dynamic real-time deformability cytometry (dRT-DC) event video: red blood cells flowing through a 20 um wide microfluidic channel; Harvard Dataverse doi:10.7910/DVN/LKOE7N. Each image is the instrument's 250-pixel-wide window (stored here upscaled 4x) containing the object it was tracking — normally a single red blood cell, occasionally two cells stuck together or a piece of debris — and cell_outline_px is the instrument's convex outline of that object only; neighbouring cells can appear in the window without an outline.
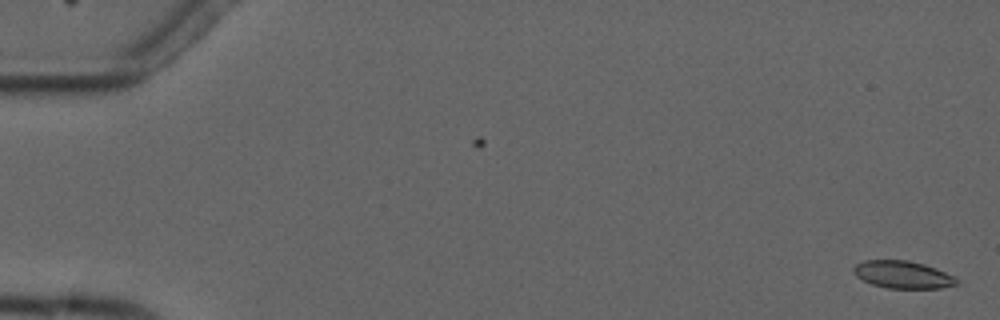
{"species": "common noctule bat (a hibernating species)", "species_latin": "Nyctalus noctula", "temperature_condition": "cold", "stored_images_in_passage": 9, "camera_frame_rate_fps": 3000, "um_per_image_px": 0.085, "animal": {"sex": "male", "forearm_length_mm": 52.5}, "frame": {"image": 1, "passage_image": 1, "time_ms": 0.0, "image_size_px": [1000, 320], "cell_outline_px": [[960, 284], [940, 288], [888, 288], [872, 284], [856, 276], [852, 272], [852, 268], [856, 264], [864, 260], [908, 260], [924, 264], [936, 268], [960, 280]], "centroid_in_image_um": [76.74, 23.34], "position_along_channel_um": 8.3, "area_um2": 16.53}}
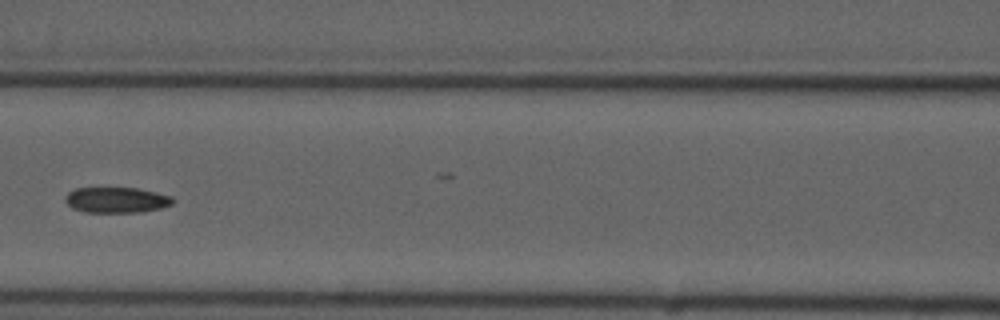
{"frame": {"image": 2, "passage_image": 8, "time_ms": 8.0, "image_size_px": [1000, 320], "cell_outline_px": [[176, 200], [172, 204], [160, 208], [140, 212], [84, 212], [72, 208], [64, 200], [68, 192], [76, 188], [136, 188], [156, 192], [172, 196]], "centroid_in_image_um": [9.91, 17.0], "position_along_channel_um": 156.7, "area_um2": 16.07}}
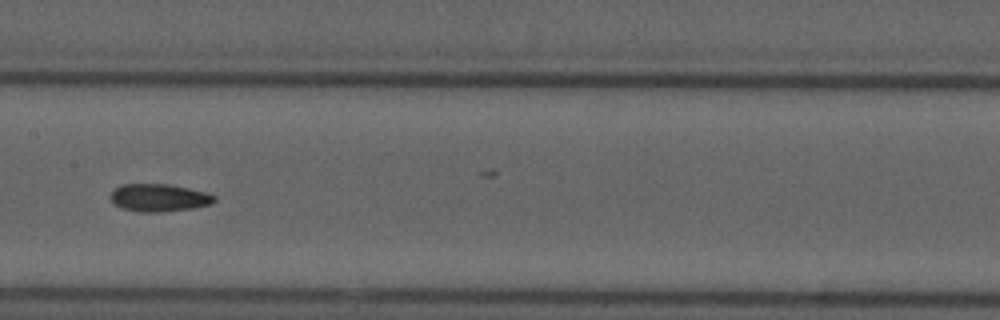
{"frame": {"image": 3, "passage_image": 9, "time_ms": 9.0, "image_size_px": [1000, 320], "cell_outline_px": [[216, 200], [208, 204], [192, 208], [156, 212], [140, 212], [124, 208], [116, 204], [108, 196], [120, 184], [168, 184], [208, 192], [216, 196]], "centroid_in_image_um": [13.52, 16.79], "position_along_channel_um": 193.9, "area_um2": 16.53}}